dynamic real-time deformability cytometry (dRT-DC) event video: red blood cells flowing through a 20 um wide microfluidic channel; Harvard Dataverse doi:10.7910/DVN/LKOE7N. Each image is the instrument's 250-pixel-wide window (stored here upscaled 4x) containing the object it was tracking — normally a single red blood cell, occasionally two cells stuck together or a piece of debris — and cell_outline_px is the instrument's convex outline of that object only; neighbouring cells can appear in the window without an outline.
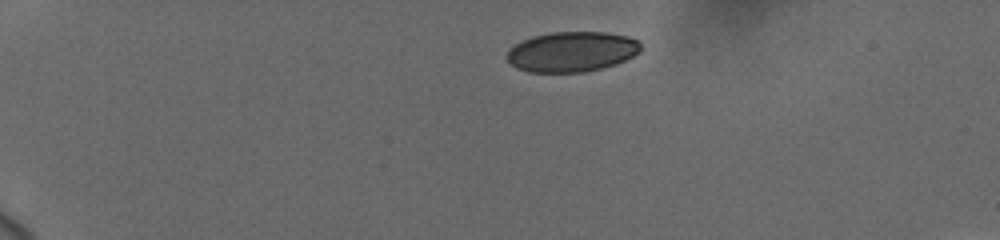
{"species": "human", "species_latin": "Homo sapiens", "temperature_condition": "cold", "stored_images_in_passage": 55, "camera_frame_rate_fps": 3000, "um_per_image_px": 0.085, "donor": {"sex": "female"}, "frame": {"image": 1, "passage_image": 1, "time_ms": 0.0, "image_size_px": [1000, 240], "cell_outline_px": [[640, 52], [616, 64], [584, 72], [528, 72], [516, 68], [504, 56], [516, 44], [532, 36], [552, 32], [608, 32], [628, 36], [640, 40]], "centroid_in_image_um": [48.62, 4.39], "position_along_channel_um": 36.4, "area_um2": 31.33}}
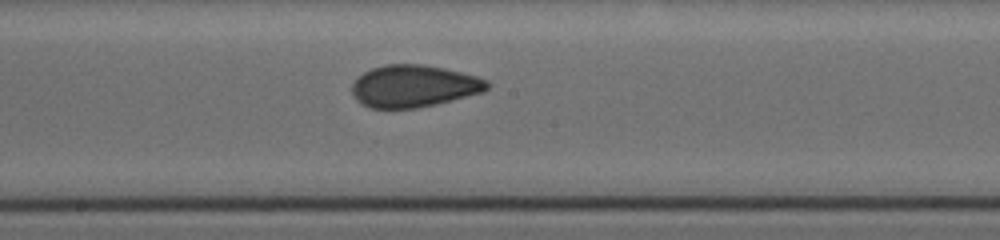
{"frame": {"image": 2, "passage_image": 26, "time_ms": 7.0, "image_size_px": [1000, 240], "cell_outline_px": [[488, 88], [484, 92], [436, 104], [416, 108], [372, 108], [360, 104], [352, 96], [352, 84], [364, 72], [372, 68], [384, 64], [424, 64], [444, 68], [476, 76], [488, 80]], "centroid_in_image_um": [35.16, 7.32], "position_along_channel_um": 213.0, "area_um2": 33.23}}
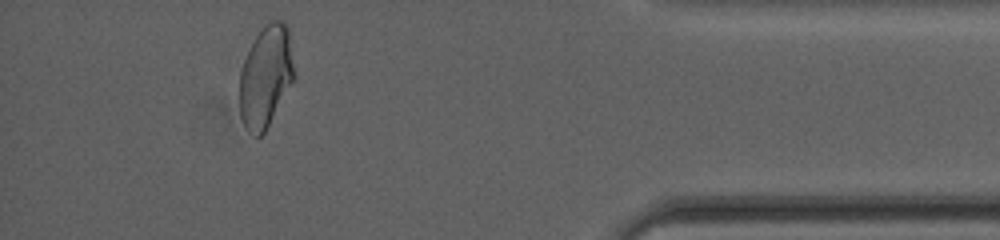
{"frame": {"image": 3, "passage_image": 51, "time_ms": 13.333, "image_size_px": [1000, 240], "cell_outline_px": [[292, 80], [264, 132], [260, 136], [256, 136], [244, 124], [240, 116], [240, 72], [244, 60], [256, 36], [272, 20], [284, 20], [288, 28], [292, 64]], "centroid_in_image_um": [22.55, 6.48], "position_along_channel_um": 412.6, "area_um2": 30.92}, "authors_computed_cell_mechanics": {"area_um2": 33.235, "velocity_mm_per_s": 3.6924, "shape_relaxation_time_tau1_ms": 8.1701, "shape_relaxation_time_tau2_ms": 1.3058, "deformation_change_tau1": 0.1436, "deformation_change_tau2": 0.0631}}